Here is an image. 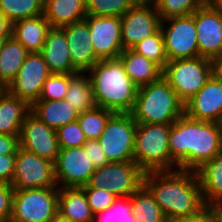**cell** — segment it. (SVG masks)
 <instances>
[{"instance_id":"6da1fadb","label":"cell","mask_w":222,"mask_h":222,"mask_svg":"<svg viewBox=\"0 0 222 222\" xmlns=\"http://www.w3.org/2000/svg\"><path fill=\"white\" fill-rule=\"evenodd\" d=\"M169 148L177 169L196 171L222 152L219 123L189 118L185 113L170 127Z\"/></svg>"},{"instance_id":"7a4b0ae2","label":"cell","mask_w":222,"mask_h":222,"mask_svg":"<svg viewBox=\"0 0 222 222\" xmlns=\"http://www.w3.org/2000/svg\"><path fill=\"white\" fill-rule=\"evenodd\" d=\"M143 185L154 196L168 222L194 215L206 206L195 171L146 172Z\"/></svg>"},{"instance_id":"3957f363","label":"cell","mask_w":222,"mask_h":222,"mask_svg":"<svg viewBox=\"0 0 222 222\" xmlns=\"http://www.w3.org/2000/svg\"><path fill=\"white\" fill-rule=\"evenodd\" d=\"M96 106L114 113H130L138 86L126 74L119 58L99 60L87 71Z\"/></svg>"},{"instance_id":"277c9868","label":"cell","mask_w":222,"mask_h":222,"mask_svg":"<svg viewBox=\"0 0 222 222\" xmlns=\"http://www.w3.org/2000/svg\"><path fill=\"white\" fill-rule=\"evenodd\" d=\"M130 114L137 124H173L184 114V103L161 76L138 88Z\"/></svg>"},{"instance_id":"5b68a950","label":"cell","mask_w":222,"mask_h":222,"mask_svg":"<svg viewBox=\"0 0 222 222\" xmlns=\"http://www.w3.org/2000/svg\"><path fill=\"white\" fill-rule=\"evenodd\" d=\"M170 127L171 124H137L134 161L145 173L172 171V167L177 166L170 154Z\"/></svg>"},{"instance_id":"8992f818","label":"cell","mask_w":222,"mask_h":222,"mask_svg":"<svg viewBox=\"0 0 222 222\" xmlns=\"http://www.w3.org/2000/svg\"><path fill=\"white\" fill-rule=\"evenodd\" d=\"M162 76L185 104L212 76L211 62L200 56L168 61Z\"/></svg>"},{"instance_id":"52a82bcc","label":"cell","mask_w":222,"mask_h":222,"mask_svg":"<svg viewBox=\"0 0 222 222\" xmlns=\"http://www.w3.org/2000/svg\"><path fill=\"white\" fill-rule=\"evenodd\" d=\"M58 204L59 186L14 190L9 222H50Z\"/></svg>"},{"instance_id":"ba28073f","label":"cell","mask_w":222,"mask_h":222,"mask_svg":"<svg viewBox=\"0 0 222 222\" xmlns=\"http://www.w3.org/2000/svg\"><path fill=\"white\" fill-rule=\"evenodd\" d=\"M144 174L135 161L109 162L96 168L89 183L81 188H103L117 197H130L143 185Z\"/></svg>"},{"instance_id":"9c48e42d","label":"cell","mask_w":222,"mask_h":222,"mask_svg":"<svg viewBox=\"0 0 222 222\" xmlns=\"http://www.w3.org/2000/svg\"><path fill=\"white\" fill-rule=\"evenodd\" d=\"M137 123L130 113H114L98 139L109 162H133Z\"/></svg>"},{"instance_id":"30bf717a","label":"cell","mask_w":222,"mask_h":222,"mask_svg":"<svg viewBox=\"0 0 222 222\" xmlns=\"http://www.w3.org/2000/svg\"><path fill=\"white\" fill-rule=\"evenodd\" d=\"M11 186L13 190L57 187L54 163L19 146Z\"/></svg>"},{"instance_id":"8fae6325","label":"cell","mask_w":222,"mask_h":222,"mask_svg":"<svg viewBox=\"0 0 222 222\" xmlns=\"http://www.w3.org/2000/svg\"><path fill=\"white\" fill-rule=\"evenodd\" d=\"M165 22H170L167 28L164 26ZM160 29L168 61L199 56L193 14L161 20Z\"/></svg>"},{"instance_id":"7c38bea8","label":"cell","mask_w":222,"mask_h":222,"mask_svg":"<svg viewBox=\"0 0 222 222\" xmlns=\"http://www.w3.org/2000/svg\"><path fill=\"white\" fill-rule=\"evenodd\" d=\"M95 170L83 146L60 148L54 163L56 185L60 184L59 188L82 187L89 183Z\"/></svg>"},{"instance_id":"4fadbf2b","label":"cell","mask_w":222,"mask_h":222,"mask_svg":"<svg viewBox=\"0 0 222 222\" xmlns=\"http://www.w3.org/2000/svg\"><path fill=\"white\" fill-rule=\"evenodd\" d=\"M51 74L41 53H29L6 90L31 106L39 100L43 84Z\"/></svg>"},{"instance_id":"5bb4252c","label":"cell","mask_w":222,"mask_h":222,"mask_svg":"<svg viewBox=\"0 0 222 222\" xmlns=\"http://www.w3.org/2000/svg\"><path fill=\"white\" fill-rule=\"evenodd\" d=\"M160 24L161 19L154 3L138 1L121 17L123 49H132L140 41L153 35Z\"/></svg>"},{"instance_id":"9a60e30c","label":"cell","mask_w":222,"mask_h":222,"mask_svg":"<svg viewBox=\"0 0 222 222\" xmlns=\"http://www.w3.org/2000/svg\"><path fill=\"white\" fill-rule=\"evenodd\" d=\"M19 146L52 163L56 162L60 151L56 130L42 122L31 111L23 121Z\"/></svg>"},{"instance_id":"2e32d148","label":"cell","mask_w":222,"mask_h":222,"mask_svg":"<svg viewBox=\"0 0 222 222\" xmlns=\"http://www.w3.org/2000/svg\"><path fill=\"white\" fill-rule=\"evenodd\" d=\"M192 14L197 32L199 56L209 60L220 56L222 54V12L205 2Z\"/></svg>"},{"instance_id":"e0dca14e","label":"cell","mask_w":222,"mask_h":222,"mask_svg":"<svg viewBox=\"0 0 222 222\" xmlns=\"http://www.w3.org/2000/svg\"><path fill=\"white\" fill-rule=\"evenodd\" d=\"M90 41L95 55L100 59L118 58L123 52L121 18L116 16L87 15Z\"/></svg>"},{"instance_id":"ac0fdd59","label":"cell","mask_w":222,"mask_h":222,"mask_svg":"<svg viewBox=\"0 0 222 222\" xmlns=\"http://www.w3.org/2000/svg\"><path fill=\"white\" fill-rule=\"evenodd\" d=\"M184 113L195 120L219 123L222 118V82L211 76L184 104Z\"/></svg>"},{"instance_id":"d6986e66","label":"cell","mask_w":222,"mask_h":222,"mask_svg":"<svg viewBox=\"0 0 222 222\" xmlns=\"http://www.w3.org/2000/svg\"><path fill=\"white\" fill-rule=\"evenodd\" d=\"M68 43L73 67L87 73L100 59L95 55L90 41V29L86 19L62 27Z\"/></svg>"},{"instance_id":"ffe728a7","label":"cell","mask_w":222,"mask_h":222,"mask_svg":"<svg viewBox=\"0 0 222 222\" xmlns=\"http://www.w3.org/2000/svg\"><path fill=\"white\" fill-rule=\"evenodd\" d=\"M41 54L51 73H78L73 67L65 32L62 28L51 27L46 36Z\"/></svg>"},{"instance_id":"44dd1931","label":"cell","mask_w":222,"mask_h":222,"mask_svg":"<svg viewBox=\"0 0 222 222\" xmlns=\"http://www.w3.org/2000/svg\"><path fill=\"white\" fill-rule=\"evenodd\" d=\"M49 21L44 15L21 19L12 24L11 35L21 43L29 53H41L48 31Z\"/></svg>"},{"instance_id":"7402d4cb","label":"cell","mask_w":222,"mask_h":222,"mask_svg":"<svg viewBox=\"0 0 222 222\" xmlns=\"http://www.w3.org/2000/svg\"><path fill=\"white\" fill-rule=\"evenodd\" d=\"M30 111L31 106L26 101L2 89L0 91V134L19 137L23 121Z\"/></svg>"},{"instance_id":"603a6c76","label":"cell","mask_w":222,"mask_h":222,"mask_svg":"<svg viewBox=\"0 0 222 222\" xmlns=\"http://www.w3.org/2000/svg\"><path fill=\"white\" fill-rule=\"evenodd\" d=\"M86 0H44V16L53 28H62L84 20Z\"/></svg>"},{"instance_id":"cb8c5ba5","label":"cell","mask_w":222,"mask_h":222,"mask_svg":"<svg viewBox=\"0 0 222 222\" xmlns=\"http://www.w3.org/2000/svg\"><path fill=\"white\" fill-rule=\"evenodd\" d=\"M118 58L126 74L138 87L156 81L162 76L163 69L158 64L133 49H124Z\"/></svg>"},{"instance_id":"d4e9b609","label":"cell","mask_w":222,"mask_h":222,"mask_svg":"<svg viewBox=\"0 0 222 222\" xmlns=\"http://www.w3.org/2000/svg\"><path fill=\"white\" fill-rule=\"evenodd\" d=\"M58 212L72 222H95V215L81 187L59 188Z\"/></svg>"},{"instance_id":"484cf974","label":"cell","mask_w":222,"mask_h":222,"mask_svg":"<svg viewBox=\"0 0 222 222\" xmlns=\"http://www.w3.org/2000/svg\"><path fill=\"white\" fill-rule=\"evenodd\" d=\"M31 112L55 130L78 119V113L65 99L37 100L31 105Z\"/></svg>"},{"instance_id":"4316f807","label":"cell","mask_w":222,"mask_h":222,"mask_svg":"<svg viewBox=\"0 0 222 222\" xmlns=\"http://www.w3.org/2000/svg\"><path fill=\"white\" fill-rule=\"evenodd\" d=\"M29 52L12 35L6 38L0 51V88L6 89L15 79Z\"/></svg>"},{"instance_id":"83f0119b","label":"cell","mask_w":222,"mask_h":222,"mask_svg":"<svg viewBox=\"0 0 222 222\" xmlns=\"http://www.w3.org/2000/svg\"><path fill=\"white\" fill-rule=\"evenodd\" d=\"M204 203L222 200V152L196 171Z\"/></svg>"},{"instance_id":"f1b7e54d","label":"cell","mask_w":222,"mask_h":222,"mask_svg":"<svg viewBox=\"0 0 222 222\" xmlns=\"http://www.w3.org/2000/svg\"><path fill=\"white\" fill-rule=\"evenodd\" d=\"M85 76L83 72L69 74L68 89L64 98L78 114L96 106L91 81Z\"/></svg>"},{"instance_id":"f546056e","label":"cell","mask_w":222,"mask_h":222,"mask_svg":"<svg viewBox=\"0 0 222 222\" xmlns=\"http://www.w3.org/2000/svg\"><path fill=\"white\" fill-rule=\"evenodd\" d=\"M132 215L138 222H168L154 196L142 185L130 196Z\"/></svg>"},{"instance_id":"4dcf8cb0","label":"cell","mask_w":222,"mask_h":222,"mask_svg":"<svg viewBox=\"0 0 222 222\" xmlns=\"http://www.w3.org/2000/svg\"><path fill=\"white\" fill-rule=\"evenodd\" d=\"M0 11L14 22L44 14V0H0Z\"/></svg>"},{"instance_id":"1f68e13d","label":"cell","mask_w":222,"mask_h":222,"mask_svg":"<svg viewBox=\"0 0 222 222\" xmlns=\"http://www.w3.org/2000/svg\"><path fill=\"white\" fill-rule=\"evenodd\" d=\"M114 112L95 106L81 114H78V123L87 140L99 139L103 133L108 119Z\"/></svg>"},{"instance_id":"d6a6232c","label":"cell","mask_w":222,"mask_h":222,"mask_svg":"<svg viewBox=\"0 0 222 222\" xmlns=\"http://www.w3.org/2000/svg\"><path fill=\"white\" fill-rule=\"evenodd\" d=\"M132 49L147 59L152 60L162 69L168 62L165 54L163 34L160 28L153 35L140 41Z\"/></svg>"},{"instance_id":"836d02e7","label":"cell","mask_w":222,"mask_h":222,"mask_svg":"<svg viewBox=\"0 0 222 222\" xmlns=\"http://www.w3.org/2000/svg\"><path fill=\"white\" fill-rule=\"evenodd\" d=\"M139 0H86L87 15L122 17Z\"/></svg>"},{"instance_id":"e575fe53","label":"cell","mask_w":222,"mask_h":222,"mask_svg":"<svg viewBox=\"0 0 222 222\" xmlns=\"http://www.w3.org/2000/svg\"><path fill=\"white\" fill-rule=\"evenodd\" d=\"M206 0H156L154 5L161 20L195 12Z\"/></svg>"},{"instance_id":"d590c367","label":"cell","mask_w":222,"mask_h":222,"mask_svg":"<svg viewBox=\"0 0 222 222\" xmlns=\"http://www.w3.org/2000/svg\"><path fill=\"white\" fill-rule=\"evenodd\" d=\"M94 217L95 222H138L132 215L130 197H117L111 207Z\"/></svg>"},{"instance_id":"8d00e7d4","label":"cell","mask_w":222,"mask_h":222,"mask_svg":"<svg viewBox=\"0 0 222 222\" xmlns=\"http://www.w3.org/2000/svg\"><path fill=\"white\" fill-rule=\"evenodd\" d=\"M69 74L52 73L43 84L39 100H62L65 98Z\"/></svg>"},{"instance_id":"74e56055","label":"cell","mask_w":222,"mask_h":222,"mask_svg":"<svg viewBox=\"0 0 222 222\" xmlns=\"http://www.w3.org/2000/svg\"><path fill=\"white\" fill-rule=\"evenodd\" d=\"M56 132L60 148L80 147L87 141L78 121L59 127Z\"/></svg>"},{"instance_id":"f35d334b","label":"cell","mask_w":222,"mask_h":222,"mask_svg":"<svg viewBox=\"0 0 222 222\" xmlns=\"http://www.w3.org/2000/svg\"><path fill=\"white\" fill-rule=\"evenodd\" d=\"M86 195L88 204L90 205L91 211L94 215L102 212L113 204L117 199V196L113 193H109L106 189L96 188H82Z\"/></svg>"},{"instance_id":"ab89813d","label":"cell","mask_w":222,"mask_h":222,"mask_svg":"<svg viewBox=\"0 0 222 222\" xmlns=\"http://www.w3.org/2000/svg\"><path fill=\"white\" fill-rule=\"evenodd\" d=\"M13 187L0 183V222H9L12 212Z\"/></svg>"},{"instance_id":"60d3db41","label":"cell","mask_w":222,"mask_h":222,"mask_svg":"<svg viewBox=\"0 0 222 222\" xmlns=\"http://www.w3.org/2000/svg\"><path fill=\"white\" fill-rule=\"evenodd\" d=\"M83 148L85 149L87 156L90 158L95 168L102 167L109 163L98 139L87 140L83 145Z\"/></svg>"},{"instance_id":"b9f144b4","label":"cell","mask_w":222,"mask_h":222,"mask_svg":"<svg viewBox=\"0 0 222 222\" xmlns=\"http://www.w3.org/2000/svg\"><path fill=\"white\" fill-rule=\"evenodd\" d=\"M16 154L0 155V183L11 185L15 172Z\"/></svg>"},{"instance_id":"7bdbcfd3","label":"cell","mask_w":222,"mask_h":222,"mask_svg":"<svg viewBox=\"0 0 222 222\" xmlns=\"http://www.w3.org/2000/svg\"><path fill=\"white\" fill-rule=\"evenodd\" d=\"M18 147V136L0 134V155L16 154Z\"/></svg>"},{"instance_id":"ee69618b","label":"cell","mask_w":222,"mask_h":222,"mask_svg":"<svg viewBox=\"0 0 222 222\" xmlns=\"http://www.w3.org/2000/svg\"><path fill=\"white\" fill-rule=\"evenodd\" d=\"M175 222H214V221L208 207L205 206L196 214L190 215L186 218L179 219Z\"/></svg>"},{"instance_id":"f6af8a7d","label":"cell","mask_w":222,"mask_h":222,"mask_svg":"<svg viewBox=\"0 0 222 222\" xmlns=\"http://www.w3.org/2000/svg\"><path fill=\"white\" fill-rule=\"evenodd\" d=\"M214 222H222V200L212 201L206 204Z\"/></svg>"},{"instance_id":"bcb514c9","label":"cell","mask_w":222,"mask_h":222,"mask_svg":"<svg viewBox=\"0 0 222 222\" xmlns=\"http://www.w3.org/2000/svg\"><path fill=\"white\" fill-rule=\"evenodd\" d=\"M210 62L212 76L222 82V54L211 59Z\"/></svg>"},{"instance_id":"7dc6e473","label":"cell","mask_w":222,"mask_h":222,"mask_svg":"<svg viewBox=\"0 0 222 222\" xmlns=\"http://www.w3.org/2000/svg\"><path fill=\"white\" fill-rule=\"evenodd\" d=\"M12 32V23L0 11V37H10Z\"/></svg>"},{"instance_id":"c3c4849f","label":"cell","mask_w":222,"mask_h":222,"mask_svg":"<svg viewBox=\"0 0 222 222\" xmlns=\"http://www.w3.org/2000/svg\"><path fill=\"white\" fill-rule=\"evenodd\" d=\"M50 222H72L69 218L63 216L60 212H57Z\"/></svg>"},{"instance_id":"681fc988","label":"cell","mask_w":222,"mask_h":222,"mask_svg":"<svg viewBox=\"0 0 222 222\" xmlns=\"http://www.w3.org/2000/svg\"><path fill=\"white\" fill-rule=\"evenodd\" d=\"M206 2L213 8L222 12V0H206Z\"/></svg>"},{"instance_id":"f907efd6","label":"cell","mask_w":222,"mask_h":222,"mask_svg":"<svg viewBox=\"0 0 222 222\" xmlns=\"http://www.w3.org/2000/svg\"><path fill=\"white\" fill-rule=\"evenodd\" d=\"M6 38H9V37H0V51Z\"/></svg>"},{"instance_id":"816d5d0a","label":"cell","mask_w":222,"mask_h":222,"mask_svg":"<svg viewBox=\"0 0 222 222\" xmlns=\"http://www.w3.org/2000/svg\"><path fill=\"white\" fill-rule=\"evenodd\" d=\"M139 1L144 3H154L156 0H139Z\"/></svg>"},{"instance_id":"f5cc1de1","label":"cell","mask_w":222,"mask_h":222,"mask_svg":"<svg viewBox=\"0 0 222 222\" xmlns=\"http://www.w3.org/2000/svg\"><path fill=\"white\" fill-rule=\"evenodd\" d=\"M219 126H220V128L222 129V118H221V120L219 121Z\"/></svg>"}]
</instances>
